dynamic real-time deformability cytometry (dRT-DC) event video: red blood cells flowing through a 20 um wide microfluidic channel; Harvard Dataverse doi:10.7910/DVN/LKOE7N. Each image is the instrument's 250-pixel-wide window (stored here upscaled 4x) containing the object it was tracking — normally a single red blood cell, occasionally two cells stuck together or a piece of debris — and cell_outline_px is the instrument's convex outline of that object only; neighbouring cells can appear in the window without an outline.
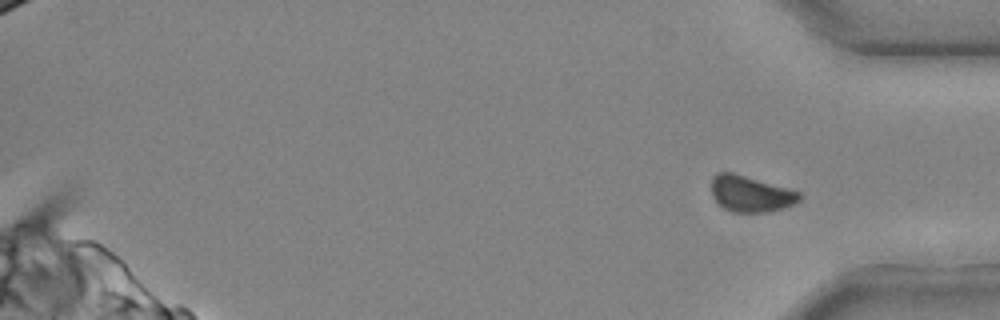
{"species": "common noctule bat (a hibernating species)", "species_latin": "Nyctalus noctula", "temperature_condition": "cold", "stored_images_in_passage": 25, "camera_frame_rate_fps": 3000, "um_per_image_px": 0.085, "animal": {"sex": "male", "body_mass_g": 20.4}, "frame": {"image": 1, "passage_image": 25, "time_ms": 8.0, "image_size_px": [1000, 320], "cell_outline_px": [[804, 196], [796, 204], [784, 208], [768, 212], [732, 212], [724, 208], [712, 196], [712, 176], [716, 172], [732, 172], [788, 188], [800, 192]], "centroid_in_image_um": [63.84, 16.48], "position_along_channel_um": 371.4, "area_um2": 18.67}}